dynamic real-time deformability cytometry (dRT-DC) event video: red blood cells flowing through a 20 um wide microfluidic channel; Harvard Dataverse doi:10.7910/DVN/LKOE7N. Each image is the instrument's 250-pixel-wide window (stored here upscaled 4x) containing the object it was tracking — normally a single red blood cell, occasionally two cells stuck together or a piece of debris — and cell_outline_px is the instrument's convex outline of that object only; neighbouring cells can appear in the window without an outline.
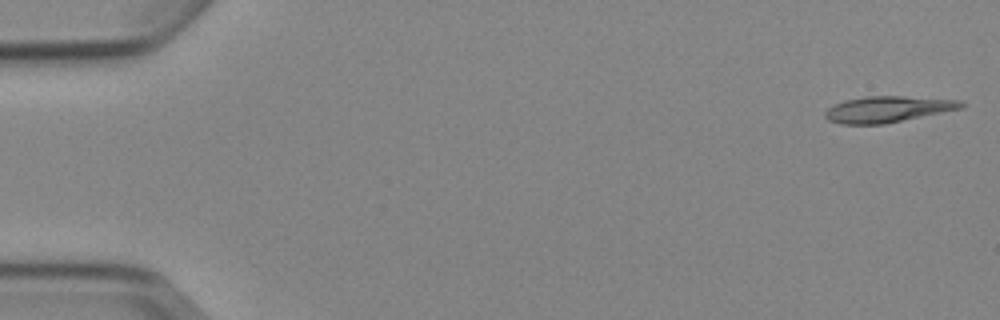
{"species": "Egyptian fruit bat (a non-hibernating species)", "species_latin": "Rousettus aegyptiacus", "temperature_condition": "cold", "stored_images_in_passage": 5, "camera_frame_rate_fps": 3000, "um_per_image_px": 0.085, "animal": {"sex": "female"}, "frame": {"image": 1, "passage_image": 1, "time_ms": 0.0, "image_size_px": [1000, 320], "cell_outline_px": [[964, 108], [884, 124], [840, 124], [828, 120], [824, 116], [824, 112], [828, 108], [844, 100], [868, 96], [904, 96], [960, 100], [964, 104]], "centroid_in_image_um": [75.45, 9.28], "position_along_channel_um": 9.5, "area_um2": 20.69}}
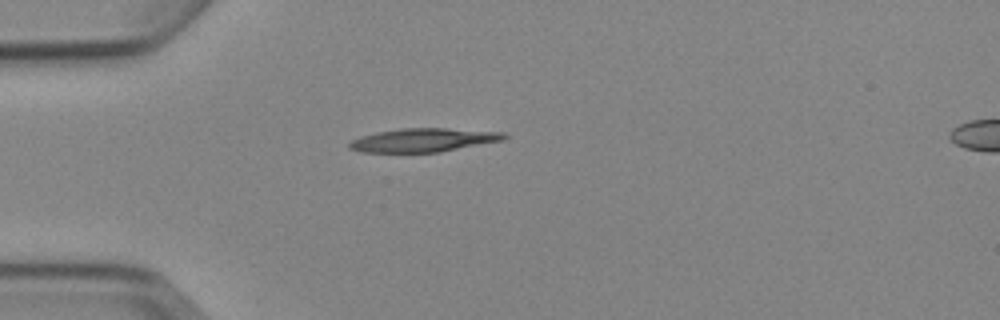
{"frame": {"image": 2, "passage_image": 4, "time_ms": 4.333, "image_size_px": [1000, 320], "cell_outline_px": [[508, 136], [504, 140], [440, 152], [360, 152], [348, 148], [348, 144], [352, 140], [360, 136], [376, 132], [400, 128], [444, 128], [504, 132]], "centroid_in_image_um": [35.98, 11.9], "position_along_channel_um": 49.0, "area_um2": 21.33}}